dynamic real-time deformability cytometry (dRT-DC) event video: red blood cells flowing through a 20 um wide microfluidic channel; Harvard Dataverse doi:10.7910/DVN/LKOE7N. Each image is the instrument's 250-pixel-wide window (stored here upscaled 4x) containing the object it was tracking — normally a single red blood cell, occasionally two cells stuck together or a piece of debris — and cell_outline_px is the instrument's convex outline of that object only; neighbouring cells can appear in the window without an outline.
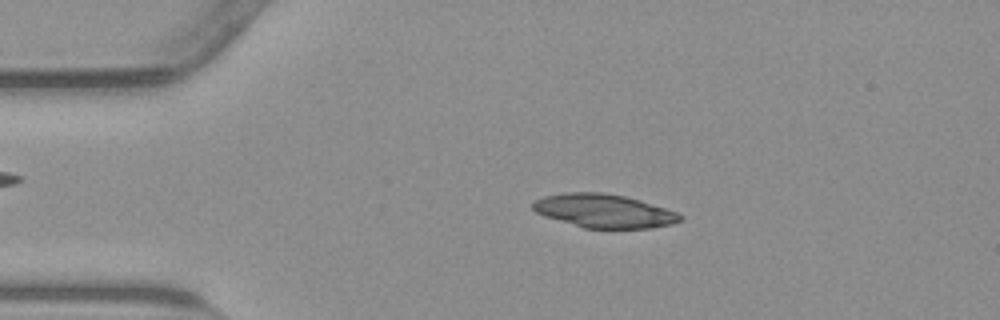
{"species": "common noctule bat (a hibernating species)", "species_latin": "Nyctalus noctula", "temperature_condition": "warm", "stored_images_in_passage": 17, "camera_frame_rate_fps": 3000, "um_per_image_px": 0.085, "animal": {"sex": "male", "body_mass_g": 23.1, "forearm_length_mm": 52.7}, "frame": {"image": 1, "passage_image": 10, "time_ms": 3.0, "image_size_px": [1000, 320], "cell_outline_px": [[684, 216], [680, 220], [672, 224], [652, 228], [584, 228], [544, 216], [536, 212], [532, 208], [532, 204], [536, 200], [544, 196], [564, 192], [604, 192], [624, 196], [640, 200], [680, 212]], "centroid_in_image_um": [51.36, 17.92], "position_along_channel_um": 33.6, "area_um2": 28.96}}